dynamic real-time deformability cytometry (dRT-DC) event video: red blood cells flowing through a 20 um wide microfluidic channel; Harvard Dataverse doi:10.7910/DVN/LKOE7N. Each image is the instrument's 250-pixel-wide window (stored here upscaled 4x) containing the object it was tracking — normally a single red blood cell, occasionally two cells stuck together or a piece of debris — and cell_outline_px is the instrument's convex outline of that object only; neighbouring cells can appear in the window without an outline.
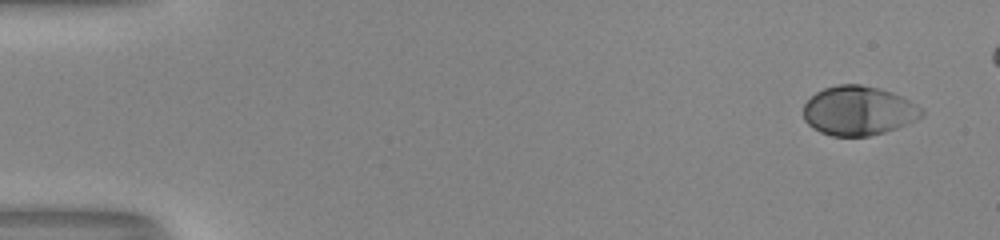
{"species": "human", "species_latin": "Homo sapiens", "temperature_condition": "room temperature", "stored_images_in_passage": 48, "camera_frame_rate_fps": 3000, "um_per_image_px": 0.085, "donor": {"sex": "male"}, "frame": {"image": 1, "passage_image": 1, "time_ms": 0.0, "image_size_px": [1000, 240], "cell_outline_px": [[924, 112], [920, 116], [912, 120], [884, 132], [868, 136], [832, 136], [820, 132], [808, 124], [804, 120], [804, 104], [816, 92], [824, 88], [836, 84], [860, 84], [892, 92], [908, 100], [920, 108]], "centroid_in_image_um": [72.9, 9.4], "position_along_channel_um": 12.1, "area_um2": 33.35}}
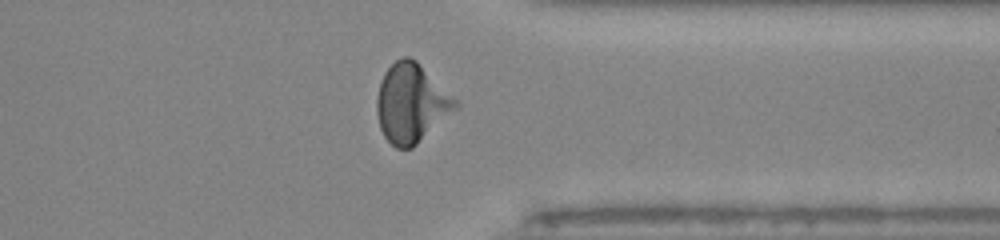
{"frame": {"image": 2, "passage_image": 40, "time_ms": 13.0, "image_size_px": [1000, 240], "cell_outline_px": [[460, 104], [456, 108], [412, 148], [396, 148], [384, 136], [380, 128], [376, 112], [376, 100], [380, 84], [384, 72], [396, 60], [404, 56], [408, 56], [416, 60]], "centroid_in_image_um": [34.92, 8.77], "position_along_channel_um": 376.5, "area_um2": 35.43}}
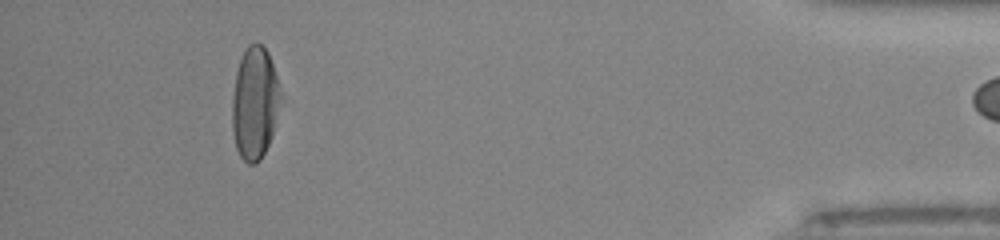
{"frame": {"image": 3, "passage_image": 47, "time_ms": 15.333, "image_size_px": [1000, 240], "cell_outline_px": [[280, 96], [272, 136], [260, 160], [256, 164], [248, 164], [240, 156], [236, 148], [232, 128], [232, 100], [236, 72], [240, 60], [248, 44], [260, 44], [268, 52], [276, 76]], "centroid_in_image_um": [21.62, 8.79], "position_along_channel_um": 413.6, "area_um2": 31.15}}